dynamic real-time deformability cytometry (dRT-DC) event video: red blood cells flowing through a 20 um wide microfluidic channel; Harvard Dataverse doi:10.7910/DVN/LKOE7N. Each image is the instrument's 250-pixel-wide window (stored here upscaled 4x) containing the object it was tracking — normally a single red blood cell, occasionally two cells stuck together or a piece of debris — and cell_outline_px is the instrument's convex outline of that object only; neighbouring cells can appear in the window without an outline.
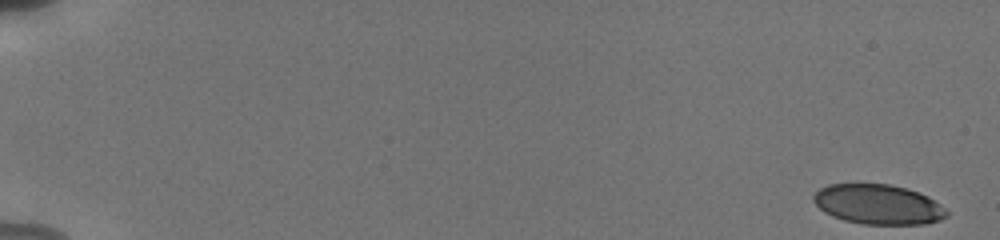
{"species": "human", "species_latin": "Homo sapiens", "temperature_condition": "cold", "stored_images_in_passage": 55, "camera_frame_rate_fps": 3000, "um_per_image_px": 0.085, "donor": {"sex": "male"}, "frame": {"image": 1, "passage_image": 1, "time_ms": 0.0, "image_size_px": [1000, 240], "cell_outline_px": [[948, 216], [940, 220], [924, 224], [864, 224], [844, 220], [832, 216], [824, 212], [812, 200], [812, 196], [820, 188], [828, 184], [888, 184], [908, 188], [928, 196], [940, 204], [948, 212]], "centroid_in_image_um": [74.65, 17.37], "position_along_channel_um": 10.4, "area_um2": 30.98}}
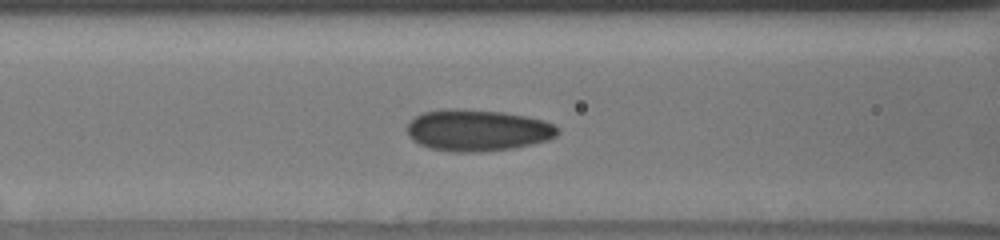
{"frame": {"image": 2, "passage_image": 25, "time_ms": 8.0, "image_size_px": [1000, 240], "cell_outline_px": [[560, 132], [556, 136], [548, 140], [532, 144], [512, 148], [476, 152], [452, 152], [432, 148], [420, 144], [412, 140], [408, 136], [408, 124], [416, 116], [424, 112], [444, 108], [456, 108], [504, 112], [544, 120], [560, 128]], "centroid_in_image_um": [40.6, 11.07], "position_along_channel_um": 126.0, "area_um2": 36.47}}
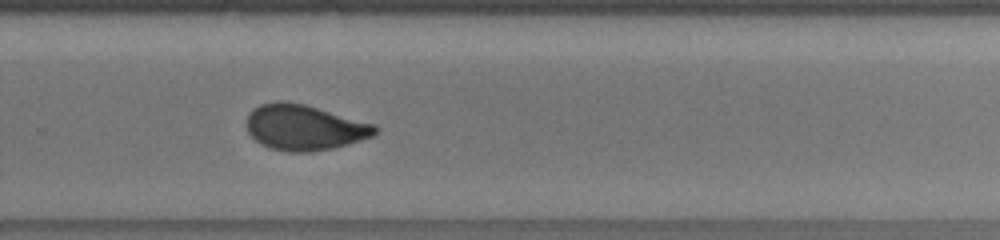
{"frame": {"image": 3, "passage_image": 39, "time_ms": 12.667, "image_size_px": [1000, 240], "cell_outline_px": [[380, 128], [372, 136], [348, 144], [332, 148], [312, 152], [288, 152], [268, 148], [260, 144], [248, 132], [244, 124], [248, 116], [260, 104], [304, 104], [376, 124]], "centroid_in_image_um": [25.9, 10.88], "position_along_channel_um": 303.9, "area_um2": 33.58}, "authors_computed_cell_mechanics": {"area_um2": 33.7552, "velocity_mm_per_s": 3.8253, "shape_relaxation_time_tau1_ms": 4.4772, "shape_relaxation_time_tau2_ms": 0.9899, "deformation_change_tau1": 0.1404, "deformation_change_tau2": 0.0616}}